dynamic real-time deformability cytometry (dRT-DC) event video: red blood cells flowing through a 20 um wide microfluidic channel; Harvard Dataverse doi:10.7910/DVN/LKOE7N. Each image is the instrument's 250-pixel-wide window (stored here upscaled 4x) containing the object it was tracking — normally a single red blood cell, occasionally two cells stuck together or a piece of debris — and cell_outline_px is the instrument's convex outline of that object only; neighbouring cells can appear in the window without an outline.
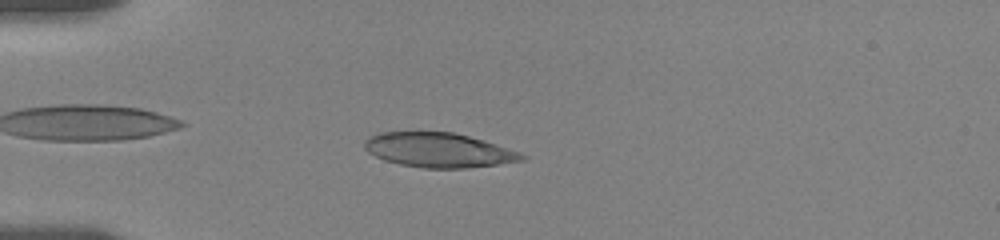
{"species": "human", "species_latin": "Homo sapiens", "temperature_condition": "room temperature", "stored_images_in_passage": 63, "camera_frame_rate_fps": 3000, "um_per_image_px": 0.085, "donor": {"sex": "female"}, "frame": {"image": 1, "passage_image": 17, "time_ms": 4.333, "image_size_px": [1000, 240], "cell_outline_px": [[528, 156], [524, 160], [468, 168], [424, 168], [400, 164], [384, 160], [368, 152], [364, 148], [364, 140], [380, 132], [452, 132], [484, 140], [520, 152]], "centroid_in_image_um": [37.29, 12.76], "position_along_channel_um": 47.7, "area_um2": 31.5}}
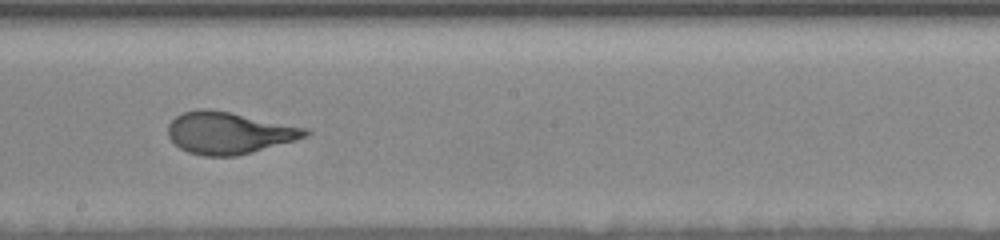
{"frame": {"image": 2, "passage_image": 33, "time_ms": 10.0, "image_size_px": [1000, 240], "cell_outline_px": [[312, 132], [308, 136], [296, 140], [252, 152], [236, 156], [204, 156], [188, 152], [180, 148], [168, 136], [168, 124], [176, 116], [184, 112], [200, 108], [208, 108], [308, 128]], "centroid_in_image_um": [19.46, 11.3], "position_along_channel_um": 228.7, "area_um2": 33.41}}
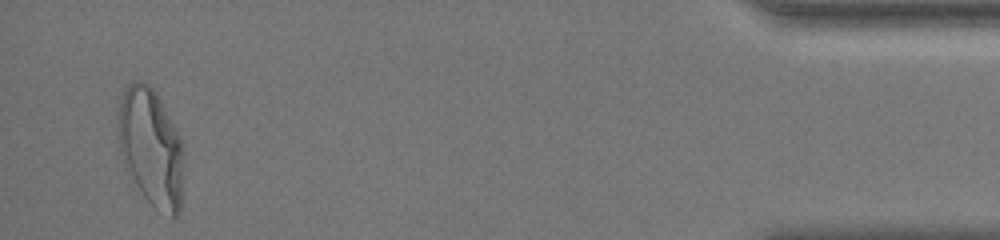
{"frame": {"image": 3, "passage_image": 60, "time_ms": 17.333, "image_size_px": [1000, 240], "cell_outline_px": [[180, 212], [176, 216], [172, 216], [156, 208], [144, 196], [120, 152], [120, 100], [124, 88], [128, 84], [136, 80], [144, 80], [156, 92], [180, 140]], "centroid_in_image_um": [12.81, 12.45], "position_along_channel_um": 422.4, "area_um2": 42.48}, "authors_computed_cell_mechanics": {"area_um2": 33.8708, "velocity_mm_per_s": 3.5731, "shape_relaxation_time_tau1_ms": 5.4413, "shape_relaxation_time_tau2_ms": null, "deformation_change_tau1": 0.2274, "deformation_change_tau2": null}}